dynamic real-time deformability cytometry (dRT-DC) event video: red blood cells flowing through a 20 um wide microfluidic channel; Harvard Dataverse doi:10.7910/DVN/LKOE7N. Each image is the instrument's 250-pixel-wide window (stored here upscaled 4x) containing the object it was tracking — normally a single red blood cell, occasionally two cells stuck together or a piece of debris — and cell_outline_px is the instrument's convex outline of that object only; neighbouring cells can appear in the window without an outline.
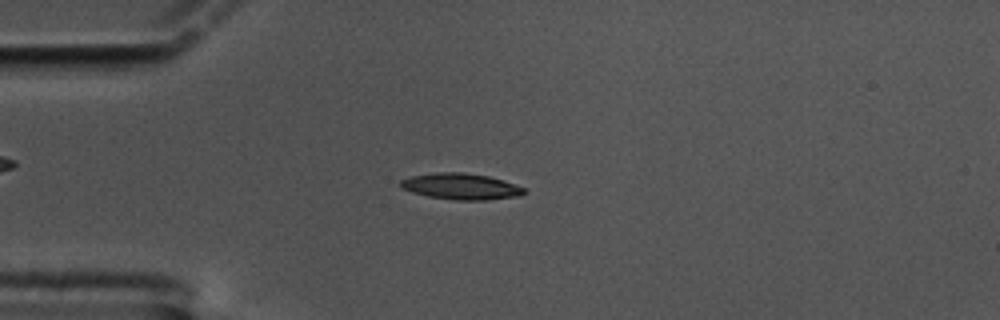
{"species": "common noctule bat (a hibernating species)", "species_latin": "Nyctalus noctula", "temperature_condition": "cold", "stored_images_in_passage": 59, "camera_frame_rate_fps": 3000, "um_per_image_px": 0.085, "animal": {"sex": "male", "body_mass_g": 17.5, "forearm_length_mm": 52.3}, "frame": {"image": 1, "passage_image": 15, "time_ms": 4.667, "image_size_px": [1000, 320], "cell_outline_px": [[528, 192], [520, 196], [484, 200], [456, 200], [428, 196], [412, 192], [400, 188], [400, 180], [412, 176], [440, 172], [464, 172], [488, 176], [524, 188]], "centroid_in_image_um": [39.17, 15.85], "position_along_channel_um": 45.8, "area_um2": 18.67}}
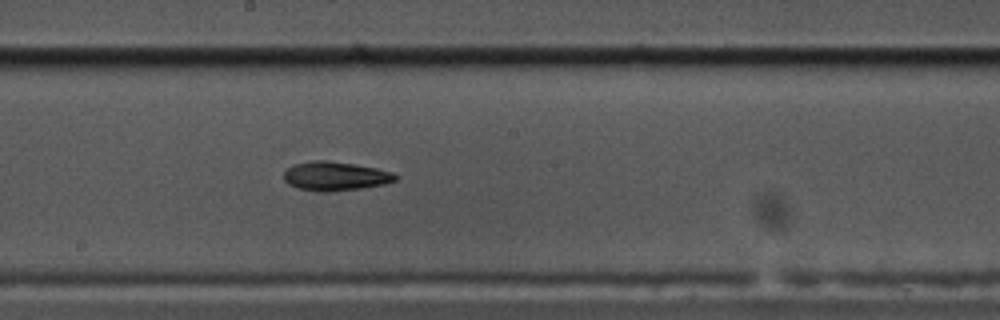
{"frame": {"image": 2, "passage_image": 32, "time_ms": 10.333, "image_size_px": [1000, 320], "cell_outline_px": [[396, 180], [384, 184], [360, 188], [332, 192], [316, 192], [296, 188], [288, 184], [284, 180], [284, 172], [288, 168], [296, 164], [312, 160], [324, 160], [356, 164], [376, 168], [392, 172], [396, 176]], "centroid_in_image_um": [28.46, 14.98], "position_along_channel_um": 219.7, "area_um2": 18.9}}
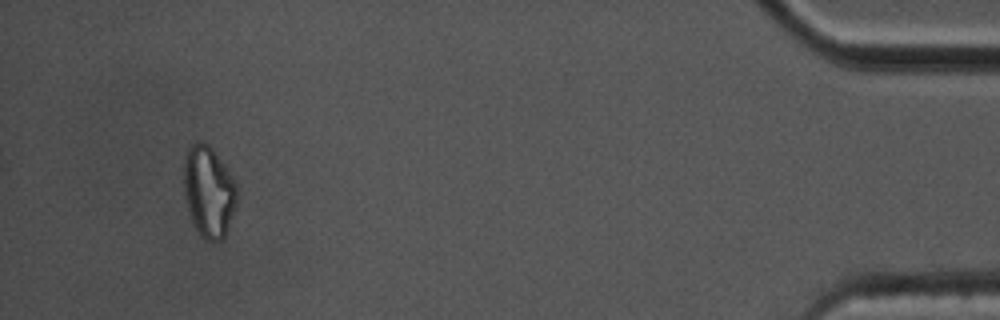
{"frame": {"image": 3, "passage_image": 56, "time_ms": 18.333, "image_size_px": [1000, 320], "cell_outline_px": [[236, 204], [228, 228], [224, 236], [220, 240], [212, 244], [200, 236], [192, 220], [184, 196], [184, 152], [188, 144], [196, 140], [204, 140], [212, 148], [224, 164], [236, 184]], "centroid_in_image_um": [17.71, 16.24], "position_along_channel_um": 417.5, "area_um2": 28.55}, "authors_computed_cell_mechanics": {"area_um2": 18.207, "velocity_mm_per_s": 3.3653, "shape_relaxation_time_tau1_ms": 9.139, "shape_relaxation_time_tau2_ms": null, "deformation_change_tau1": 0.1896, "deformation_change_tau2": null}}